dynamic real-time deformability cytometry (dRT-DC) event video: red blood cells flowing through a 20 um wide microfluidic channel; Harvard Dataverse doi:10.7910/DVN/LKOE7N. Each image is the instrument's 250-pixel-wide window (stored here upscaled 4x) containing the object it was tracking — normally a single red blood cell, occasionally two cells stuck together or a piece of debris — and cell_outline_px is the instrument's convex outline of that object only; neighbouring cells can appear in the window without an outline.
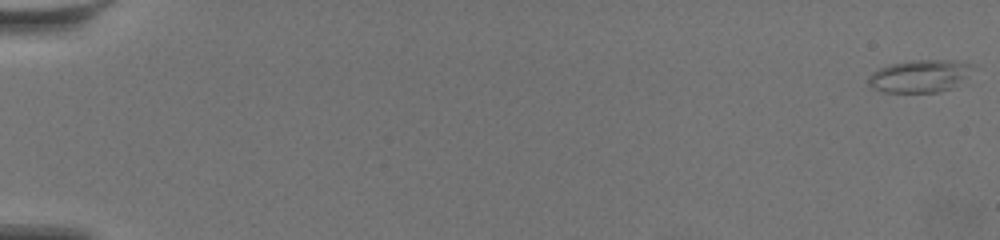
{"species": "common noctule bat (a hibernating species)", "species_latin": "Nyctalus noctula", "temperature_condition": "warm", "stored_images_in_passage": 61, "camera_frame_rate_fps": 3000, "um_per_image_px": 0.085, "animal": {"sex": "female", "body_mass_g": 19.5, "forearm_length_mm": 54.1}, "frame": {"image": 1, "passage_image": 1, "time_ms": 0.0, "image_size_px": [1000, 240], "cell_outline_px": [[972, 64], [964, 76], [948, 88], [940, 92], [884, 92], [872, 88], [868, 84], [868, 76], [872, 72], [888, 64], [912, 60], [952, 60]], "centroid_in_image_um": [78.03, 6.46], "position_along_channel_um": 7.0, "area_um2": 19.19}}
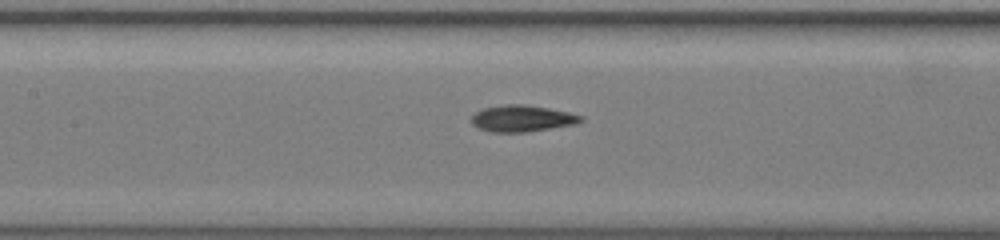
{"frame": {"image": 2, "passage_image": 31, "time_ms": 10.0, "image_size_px": [1000, 240], "cell_outline_px": [[584, 120], [576, 124], [528, 132], [488, 132], [472, 124], [472, 116], [476, 112], [484, 108], [504, 104], [524, 104], [548, 108], [568, 112], [584, 116]], "centroid_in_image_um": [44.4, 10.07], "position_along_channel_um": 163.0, "area_um2": 16.94}}
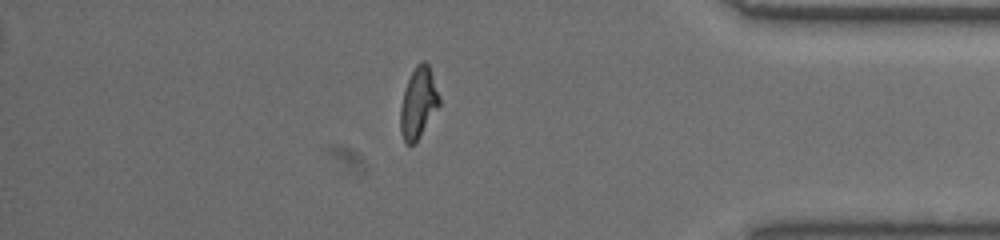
{"frame": {"image": 3, "passage_image": 53, "time_ms": 17.333, "image_size_px": [1000, 240], "cell_outline_px": [[440, 104], [420, 136], [412, 144], [408, 144], [404, 140], [400, 132], [400, 108], [404, 92], [408, 80], [416, 64], [420, 60], [424, 60], [428, 64], [440, 96]], "centroid_in_image_um": [35.56, 8.72], "position_along_channel_um": 399.6, "area_um2": 15.84}, "authors_computed_cell_mechanics": {"area_um2": 16.8198, "velocity_mm_per_s": 3.5708, "shape_relaxation_time_tau1_ms": 4.9868, "shape_relaxation_time_tau2_ms": 1.5013, "deformation_change_tau1": 0.1765, "deformation_change_tau2": 0.0784}}